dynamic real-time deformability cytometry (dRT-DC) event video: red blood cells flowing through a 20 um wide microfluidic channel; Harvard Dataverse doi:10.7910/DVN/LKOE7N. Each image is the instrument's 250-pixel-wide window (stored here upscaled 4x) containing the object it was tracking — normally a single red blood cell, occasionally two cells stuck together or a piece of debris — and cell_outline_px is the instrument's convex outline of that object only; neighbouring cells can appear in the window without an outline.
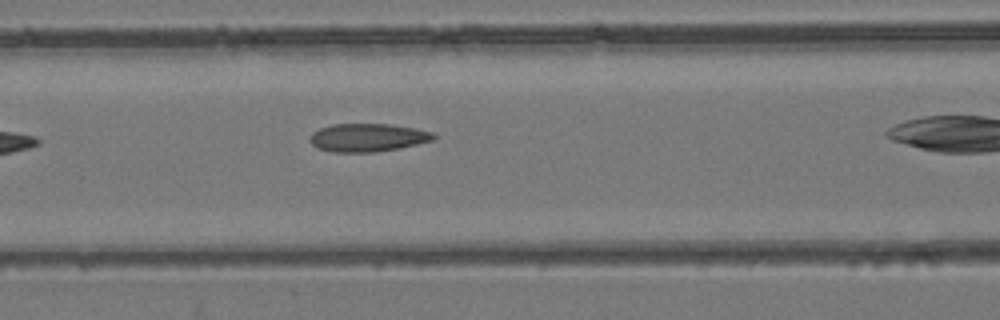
{"species": "common noctule bat (a hibernating species)", "species_latin": "Nyctalus noctula", "temperature_condition": "room temperature", "stored_images_in_passage": 27, "camera_frame_rate_fps": 3000, "um_per_image_px": 0.085, "animal": {"sex": "female", "body_mass_g": 24.6, "forearm_length_mm": 56.2}, "frame": {"image": 1, "passage_image": 9, "time_ms": 2.667, "image_size_px": [1000, 320], "cell_outline_px": [[436, 140], [400, 148], [376, 152], [332, 152], [316, 148], [308, 140], [308, 136], [312, 132], [320, 128], [332, 124], [388, 124], [416, 128], [432, 132], [436, 136]], "centroid_in_image_um": [31.24, 11.7], "position_along_channel_um": 135.4, "area_um2": 20.58}}
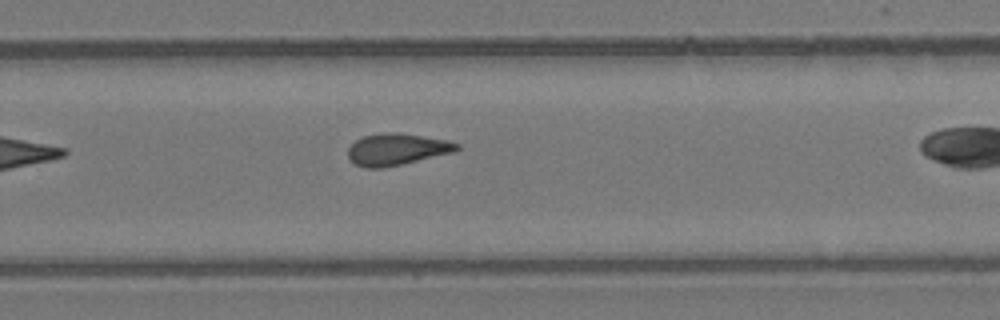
{"frame": {"image": 2, "passage_image": 20, "time_ms": 6.333, "image_size_px": [1000, 320], "cell_outline_px": [[460, 148], [456, 152], [384, 168], [364, 168], [348, 160], [348, 148], [356, 140], [364, 136], [380, 132], [396, 132], [448, 140], [460, 144]], "centroid_in_image_um": [33.73, 12.7], "position_along_channel_um": 296.1, "area_um2": 20.35}}
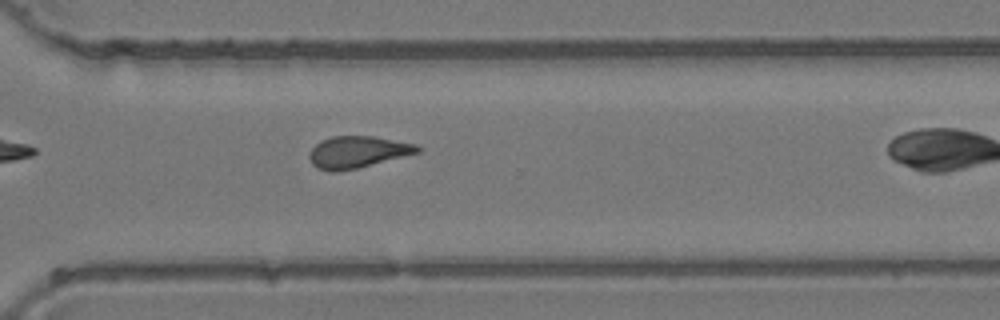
{"frame": {"image": 3, "passage_image": 23, "time_ms": 7.333, "image_size_px": [1000, 320], "cell_outline_px": [[420, 152], [356, 168], [336, 172], [332, 172], [316, 168], [312, 164], [308, 156], [312, 148], [320, 140], [332, 136], [372, 136], [416, 144], [420, 148]], "centroid_in_image_um": [30.34, 12.92], "position_along_channel_um": 340.3, "area_um2": 19.88}}